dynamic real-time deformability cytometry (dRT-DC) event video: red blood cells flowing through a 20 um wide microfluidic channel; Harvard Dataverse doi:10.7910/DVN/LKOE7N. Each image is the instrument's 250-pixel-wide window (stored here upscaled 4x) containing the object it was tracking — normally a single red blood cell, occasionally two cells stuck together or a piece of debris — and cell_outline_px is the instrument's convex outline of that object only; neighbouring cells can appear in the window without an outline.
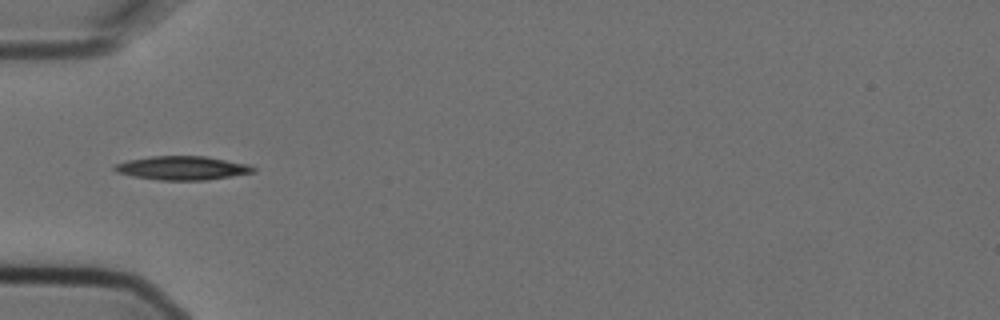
{"species": "Egyptian fruit bat (a non-hibernating species)", "species_latin": "Rousettus aegyptiacus", "temperature_condition": "cold", "stored_images_in_passage": 7, "camera_frame_rate_fps": 3000, "um_per_image_px": 0.085, "animal": {"sex": "female"}, "frame": {"image": 1, "passage_image": 3, "time_ms": 0.667, "image_size_px": [1000, 320], "cell_outline_px": [[256, 172], [208, 180], [160, 180], [132, 176], [116, 172], [112, 168], [116, 164], [128, 160], [152, 156], [204, 156], [248, 164], [256, 168]], "centroid_in_image_um": [15.5, 14.28], "position_along_channel_um": 69.5, "area_um2": 19.19}}
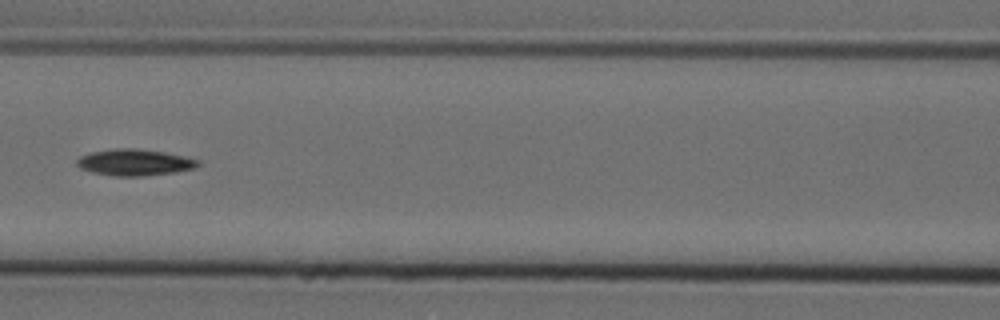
{"frame": {"image": 2, "passage_image": 5, "time_ms": 1.333, "image_size_px": [1000, 320], "cell_outline_px": [[200, 164], [196, 168], [176, 172], [140, 176], [116, 176], [92, 172], [80, 168], [76, 164], [76, 160], [80, 156], [92, 152], [112, 148], [136, 148], [164, 152], [200, 160]], "centroid_in_image_um": [11.44, 13.8], "position_along_channel_um": 155.2, "area_um2": 18.67}}
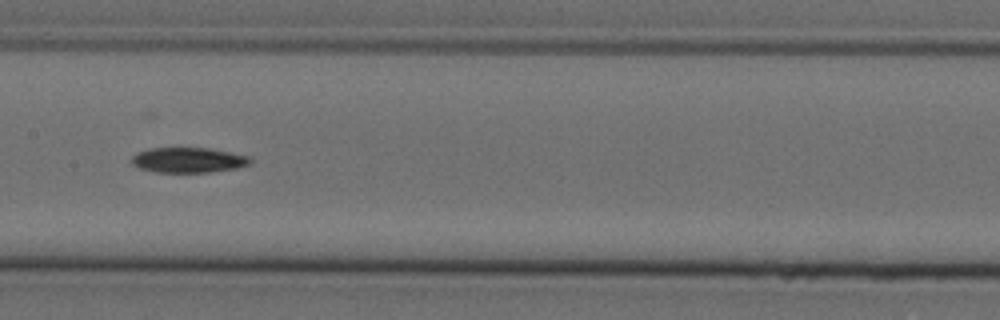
{"frame": {"image": 3, "passage_image": 6, "time_ms": 1.667, "image_size_px": [1000, 320], "cell_outline_px": [[252, 164], [236, 168], [208, 172], [156, 172], [140, 168], [132, 164], [132, 156], [136, 152], [148, 148], [208, 148], [252, 156]], "centroid_in_image_um": [16.03, 13.6], "position_along_channel_um": 191.4, "area_um2": 17.51}}